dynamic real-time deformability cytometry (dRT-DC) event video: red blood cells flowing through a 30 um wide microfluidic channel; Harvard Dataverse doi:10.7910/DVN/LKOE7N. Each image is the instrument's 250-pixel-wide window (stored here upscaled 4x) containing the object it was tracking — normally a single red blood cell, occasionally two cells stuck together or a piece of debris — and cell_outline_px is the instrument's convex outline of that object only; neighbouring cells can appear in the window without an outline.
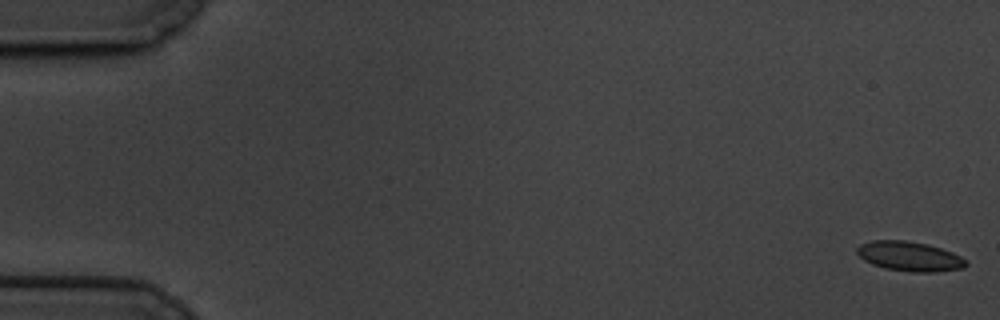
{"species": "common noctule bat (a hibernating species)", "species_latin": "Nyctalus noctula", "temperature_condition": "cold", "stored_images_in_passage": 60, "camera_frame_rate_fps": 3000, "um_per_image_px": 0.085, "animal": {"sex": "male", "body_mass_g": 19.5, "forearm_length_mm": 54.6}, "frame": {"image": 1, "passage_image": 1, "time_ms": 0.0, "image_size_px": [1000, 320], "cell_outline_px": [[968, 264], [964, 268], [936, 272], [912, 272], [884, 268], [872, 264], [864, 260], [856, 252], [856, 248], [860, 244], [872, 240], [904, 240], [928, 244], [952, 252], [960, 256]], "centroid_in_image_um": [77.29, 21.79], "position_along_channel_um": 7.7, "area_um2": 18.84}}
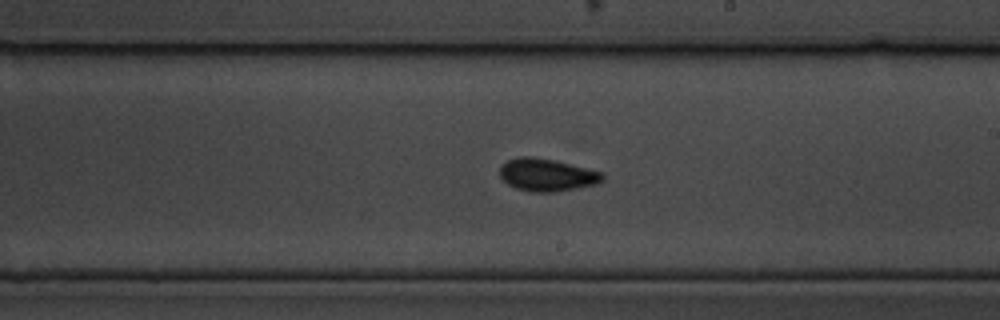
{"frame": {"image": 2, "passage_image": 35, "time_ms": 11.333, "image_size_px": [1000, 320], "cell_outline_px": [[604, 180], [596, 184], [576, 188], [552, 192], [532, 192], [516, 188], [508, 184], [500, 176], [500, 168], [508, 160], [520, 156], [532, 156], [556, 160], [604, 172]], "centroid_in_image_um": [46.52, 14.85], "position_along_channel_um": 242.5, "area_um2": 19.54}}
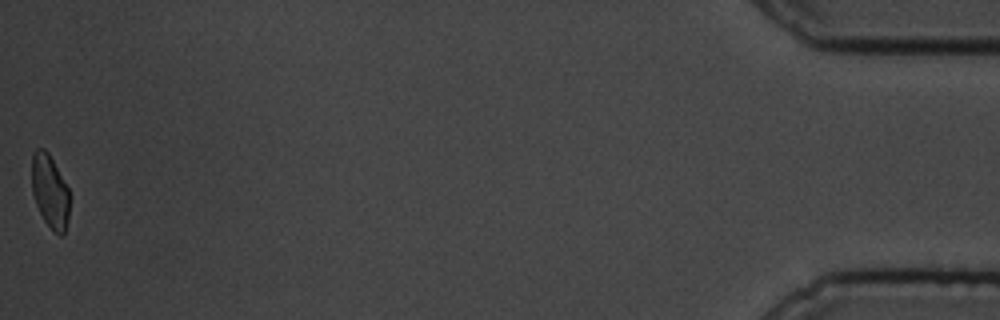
{"frame": {"image": 3, "passage_image": 60, "time_ms": 19.667, "image_size_px": [1000, 320], "cell_outline_px": [[68, 220], [64, 236], [60, 236], [44, 220], [36, 204], [32, 192], [32, 152], [36, 148], [44, 148], [48, 152], [68, 188]], "centroid_in_image_um": [4.23, 16.25], "position_along_channel_um": 431.0, "area_um2": 15.95}, "authors_computed_cell_mechanics": {"area_um2": 18.3226, "velocity_mm_per_s": 3.3677, "shape_relaxation_time_tau1_ms": 2.8025, "shape_relaxation_time_tau2_ms": 1.4868, "deformation_change_tau1": 0.0972, "deformation_change_tau2": 0.0669}}